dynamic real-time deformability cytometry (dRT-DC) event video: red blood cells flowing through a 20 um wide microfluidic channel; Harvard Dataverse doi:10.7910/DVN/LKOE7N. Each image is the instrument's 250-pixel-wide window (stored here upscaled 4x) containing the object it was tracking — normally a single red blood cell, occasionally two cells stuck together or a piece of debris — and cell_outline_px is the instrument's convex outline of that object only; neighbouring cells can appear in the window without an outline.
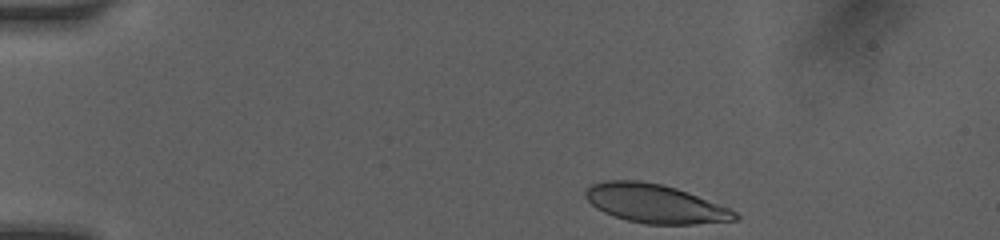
{"species": "human", "species_latin": "Homo sapiens", "temperature_condition": "room temperature", "stored_images_in_passage": 40, "camera_frame_rate_fps": 3000, "um_per_image_px": 0.085, "donor": {"sex": "female"}, "frame": {"image": 1, "passage_image": 1, "time_ms": 0.0, "image_size_px": [1000, 240], "cell_outline_px": [[740, 216], [736, 220], [692, 224], [644, 224], [628, 220], [604, 212], [596, 208], [584, 196], [584, 192], [592, 184], [604, 180], [640, 180], [660, 184], [676, 188], [688, 192], [728, 208], [736, 212]], "centroid_in_image_um": [55.66, 17.3], "position_along_channel_um": 29.3, "area_um2": 33.47}}
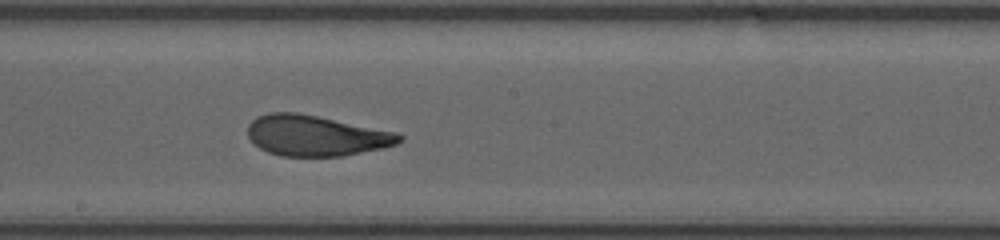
{"frame": {"image": 2, "passage_image": 22, "time_ms": 6.667, "image_size_px": [1000, 240], "cell_outline_px": [[404, 140], [396, 144], [384, 148], [344, 156], [280, 156], [268, 152], [260, 148], [248, 136], [248, 124], [256, 116], [268, 112], [296, 112], [396, 132], [404, 136]], "centroid_in_image_um": [26.85, 11.53], "position_along_channel_um": 221.3, "area_um2": 35.89}}
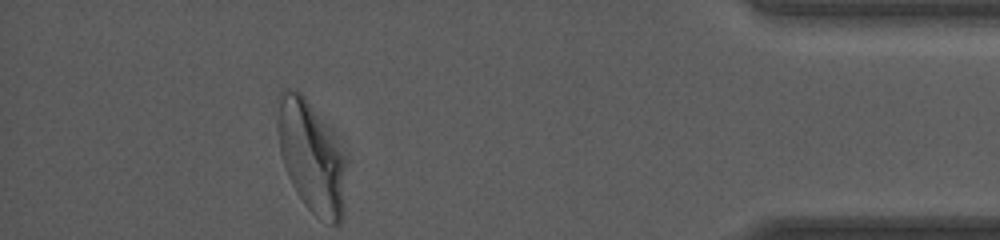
{"frame": {"image": 3, "passage_image": 40, "time_ms": 12.333, "image_size_px": [1000, 240], "cell_outline_px": [[344, 216], [340, 224], [332, 224], [316, 216], [304, 204], [296, 192], [288, 176], [280, 152], [276, 132], [276, 120], [280, 92], [284, 88], [288, 88], [300, 92], [304, 96], [340, 156], [344, 208]], "centroid_in_image_um": [26.32, 13.38], "position_along_channel_um": 408.9, "area_um2": 41.85}, "authors_computed_cell_mechanics": {"area_um2": 35.8649, "velocity_mm_per_s": 4.0858, "shape_relaxation_time_tau1_ms": 4.2475, "shape_relaxation_time_tau2_ms": 0.9755, "deformation_change_tau1": 0.1637, "deformation_change_tau2": 0.0712}}